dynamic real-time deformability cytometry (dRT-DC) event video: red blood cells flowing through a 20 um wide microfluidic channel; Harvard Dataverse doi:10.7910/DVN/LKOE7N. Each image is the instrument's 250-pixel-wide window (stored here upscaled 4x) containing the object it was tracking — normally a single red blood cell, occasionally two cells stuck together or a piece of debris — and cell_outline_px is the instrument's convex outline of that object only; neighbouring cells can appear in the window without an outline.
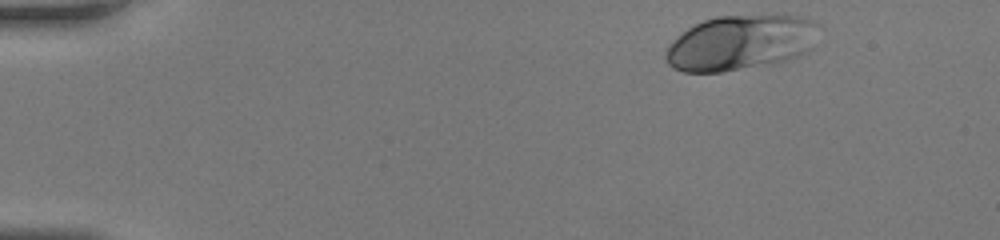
{"species": "human", "species_latin": "Homo sapiens", "temperature_condition": "room temperature", "stored_images_in_passage": 41, "camera_frame_rate_fps": 3000, "um_per_image_px": 0.085, "donor": {"sex": "female"}, "frame": {"image": 1, "passage_image": 1, "time_ms": 0.0, "image_size_px": [1000, 240], "cell_outline_px": [[816, 24], [812, 48], [788, 60], [768, 64], [720, 72], [684, 72], [672, 68], [668, 64], [664, 56], [664, 52], [668, 44], [676, 36], [688, 28], [704, 20], [716, 16], [800, 16], [812, 20]], "centroid_in_image_um": [62.86, 3.64], "position_along_channel_um": 22.1, "area_um2": 48.67}}
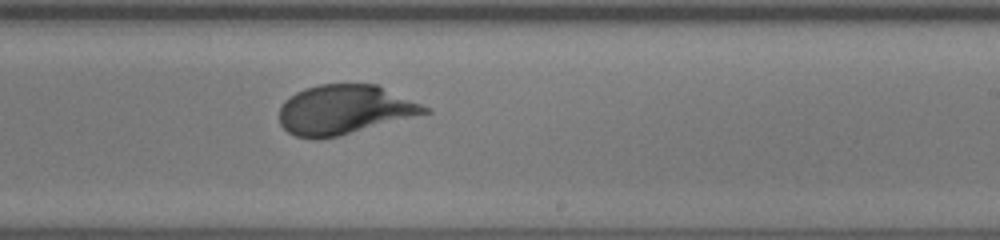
{"frame": {"image": 2, "passage_image": 24, "time_ms": 7.667, "image_size_px": [1000, 240], "cell_outline_px": [[432, 112], [340, 136], [320, 140], [312, 140], [296, 136], [288, 132], [280, 124], [280, 108], [284, 100], [296, 92], [304, 88], [320, 84], [380, 84], [432, 108]], "centroid_in_image_um": [29.32, 9.33], "position_along_channel_um": 259.7, "area_um2": 42.6}}
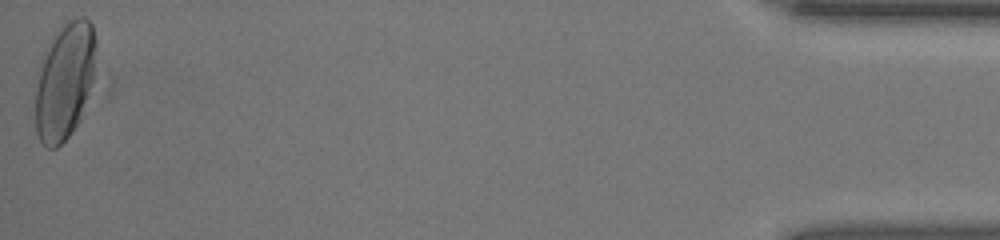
{"frame": {"image": 3, "passage_image": 41, "time_ms": 13.333, "image_size_px": [1000, 240], "cell_outline_px": [[96, 48], [92, 80], [80, 120], [72, 132], [56, 148], [48, 148], [40, 140], [36, 132], [36, 88], [40, 56], [52, 36], [68, 20], [76, 16], [84, 16], [92, 24], [96, 40]], "centroid_in_image_um": [5.48, 6.84], "position_along_channel_um": 429.7, "area_um2": 41.44}}